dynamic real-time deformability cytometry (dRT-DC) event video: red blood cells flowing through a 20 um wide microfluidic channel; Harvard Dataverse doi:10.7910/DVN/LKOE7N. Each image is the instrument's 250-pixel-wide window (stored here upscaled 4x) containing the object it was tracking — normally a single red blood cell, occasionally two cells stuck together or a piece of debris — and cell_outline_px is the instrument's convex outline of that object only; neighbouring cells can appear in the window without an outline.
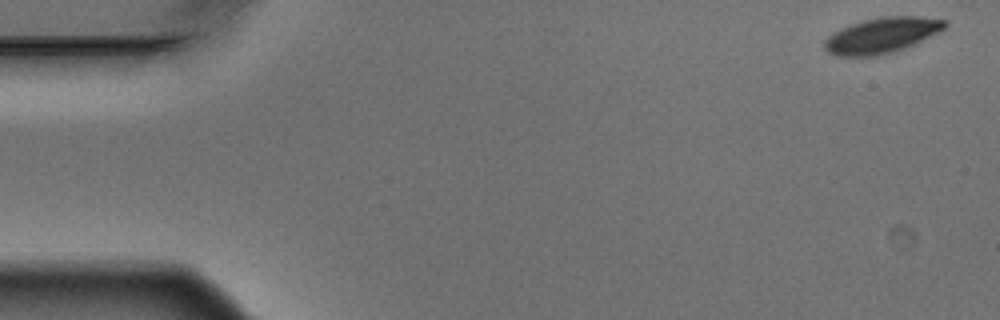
{"species": "Egyptian fruit bat (a non-hibernating species)", "species_latin": "Rousettus aegyptiacus", "temperature_condition": "warm", "stored_images_in_passage": 5, "camera_frame_rate_fps": 3000, "um_per_image_px": 0.085, "animal": {"sex": "male"}, "frame": {"image": 1, "passage_image": 1, "time_ms": 0.0, "image_size_px": [1000, 320], "cell_outline_px": [[948, 24], [944, 28], [896, 52], [876, 56], [836, 56], [828, 52], [824, 48], [824, 40], [828, 36], [840, 28], [864, 20], [884, 16], [920, 16], [948, 20]], "centroid_in_image_um": [74.92, 3.0], "position_along_channel_um": 10.1, "area_um2": 24.74}}